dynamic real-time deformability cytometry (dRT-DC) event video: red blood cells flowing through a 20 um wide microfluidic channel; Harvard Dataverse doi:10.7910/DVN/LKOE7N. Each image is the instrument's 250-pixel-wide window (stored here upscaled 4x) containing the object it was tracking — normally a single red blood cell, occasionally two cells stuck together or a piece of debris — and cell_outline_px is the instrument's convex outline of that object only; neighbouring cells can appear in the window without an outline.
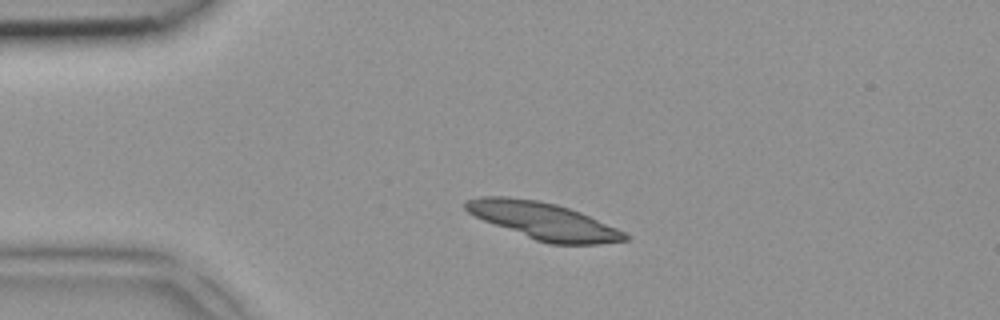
{"species": "common noctule bat (a hibernating species)", "species_latin": "Nyctalus noctula", "temperature_condition": "room temperature", "stored_images_in_passage": 3, "camera_frame_rate_fps": 3000, "um_per_image_px": 0.085, "animal": {"sex": "female", "body_mass_g": 18.4}, "frame": {"image": 1, "passage_image": 1, "time_ms": 0.0, "image_size_px": [1000, 320], "cell_outline_px": [[628, 240], [600, 244], [548, 244], [536, 240], [484, 220], [468, 212], [464, 208], [464, 200], [480, 196], [508, 196], [540, 200], [556, 204], [580, 212], [616, 228], [624, 232], [628, 236]], "centroid_in_image_um": [46.17, 18.76], "position_along_channel_um": 38.8, "area_um2": 34.04}}